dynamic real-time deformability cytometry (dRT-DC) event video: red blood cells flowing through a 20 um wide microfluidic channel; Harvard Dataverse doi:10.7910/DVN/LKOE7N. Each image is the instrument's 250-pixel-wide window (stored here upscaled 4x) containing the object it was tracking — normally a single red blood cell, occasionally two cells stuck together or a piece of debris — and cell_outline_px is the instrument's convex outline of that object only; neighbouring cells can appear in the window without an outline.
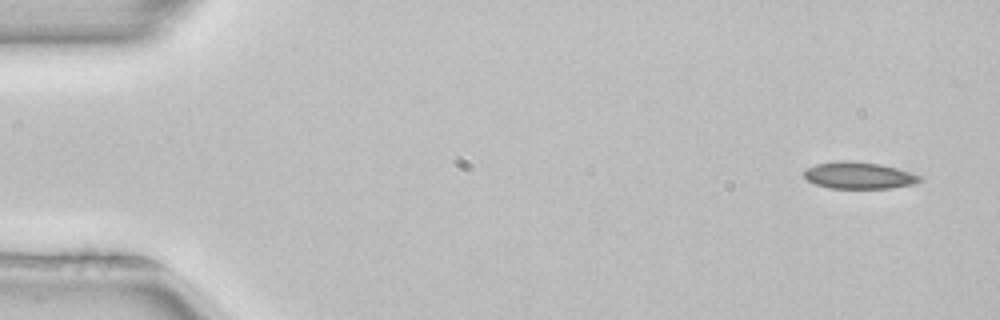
{"species": "common noctule bat (a hibernating species)", "species_latin": "Nyctalus noctula", "temperature_condition": "room temperature", "stored_images_in_passage": 3, "camera_frame_rate_fps": 3000, "um_per_image_px": 0.085, "animal": {"sex": "female", "body_mass_g": 22.7, "forearm_length_mm": 54.2}, "frame": {"image": 1, "passage_image": 1, "time_ms": 0.0, "image_size_px": [1000, 320], "cell_outline_px": [[924, 180], [916, 184], [892, 188], [828, 188], [816, 184], [808, 180], [804, 176], [804, 172], [808, 168], [816, 164], [840, 160], [852, 160], [880, 164], [896, 168], [920, 176]], "centroid_in_image_um": [73.03, 14.91], "position_along_channel_um": 12.0, "area_um2": 18.09}}